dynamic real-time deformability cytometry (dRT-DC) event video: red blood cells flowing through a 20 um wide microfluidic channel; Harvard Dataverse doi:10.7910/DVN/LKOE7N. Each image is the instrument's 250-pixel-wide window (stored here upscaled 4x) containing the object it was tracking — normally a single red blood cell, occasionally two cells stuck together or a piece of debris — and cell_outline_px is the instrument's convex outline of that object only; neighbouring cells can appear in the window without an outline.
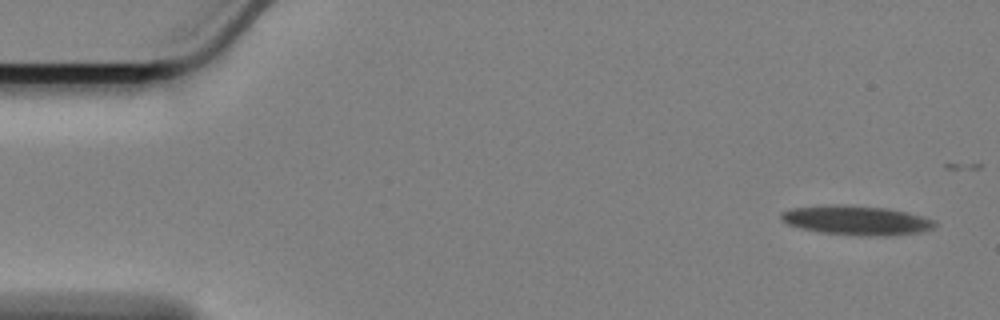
{"species": "Egyptian fruit bat (a non-hibernating species)", "species_latin": "Rousettus aegyptiacus", "temperature_condition": "cold", "stored_images_in_passage": 19, "camera_frame_rate_fps": 3000, "um_per_image_px": 0.085, "animal": {"sex": "female"}, "frame": {"image": 1, "passage_image": 1, "time_ms": 0.0, "image_size_px": [1000, 320], "cell_outline_px": [[936, 224], [932, 228], [916, 232], [820, 232], [788, 224], [780, 216], [784, 212], [792, 208], [884, 208], [904, 212], [936, 220]], "centroid_in_image_um": [72.81, 18.71], "position_along_channel_um": 12.2, "area_um2": 22.6}}
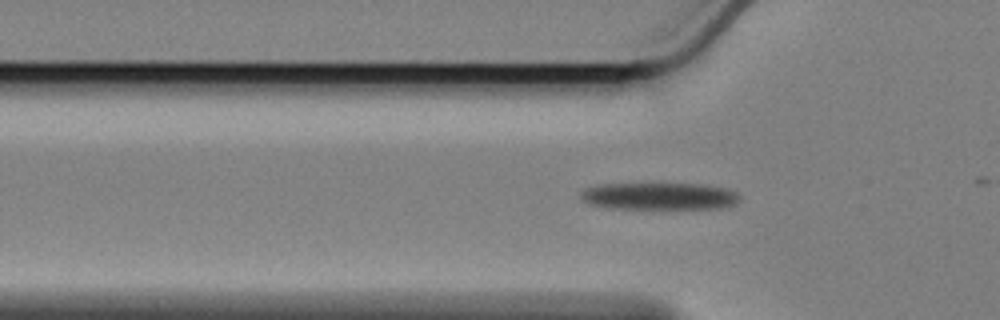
{"frame": {"image": 2, "passage_image": 16, "time_ms": 5.0, "image_size_px": [1000, 320], "cell_outline_px": [[740, 200], [732, 204], [720, 208], [608, 208], [592, 204], [584, 200], [580, 196], [580, 192], [584, 188], [596, 184], [696, 184], [720, 188], [736, 192], [740, 196]], "centroid_in_image_um": [55.97, 16.67], "position_along_channel_um": 69.8, "area_um2": 24.68}}